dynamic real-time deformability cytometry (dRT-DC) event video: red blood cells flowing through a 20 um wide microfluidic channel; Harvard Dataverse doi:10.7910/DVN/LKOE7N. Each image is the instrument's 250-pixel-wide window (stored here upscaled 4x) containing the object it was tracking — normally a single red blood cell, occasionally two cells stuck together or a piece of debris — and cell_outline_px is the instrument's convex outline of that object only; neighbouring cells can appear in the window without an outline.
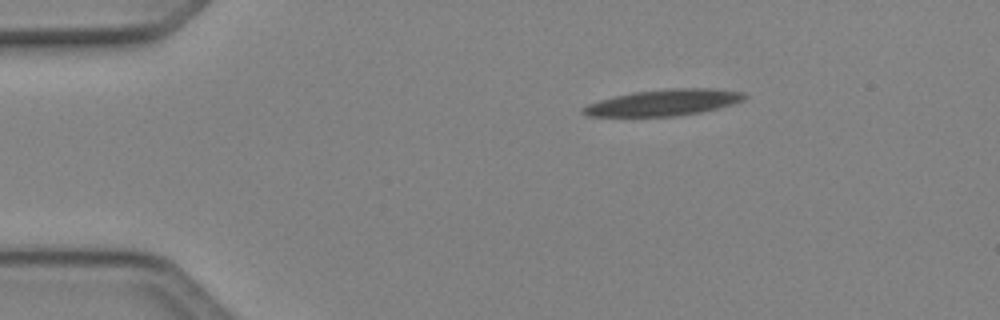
{"species": "Egyptian fruit bat (a non-hibernating species)", "species_latin": "Rousettus aegyptiacus", "temperature_condition": "cold", "stored_images_in_passage": 43, "camera_frame_rate_fps": 3000, "um_per_image_px": 0.085, "animal": {"sex": "female"}, "frame": {"image": 1, "passage_image": 1, "time_ms": 0.0, "image_size_px": [1000, 320], "cell_outline_px": [[748, 96], [744, 100], [720, 108], [700, 112], [676, 116], [588, 116], [580, 112], [580, 108], [588, 104], [600, 100], [616, 96], [636, 92], [672, 88], [716, 88], [744, 92]], "centroid_in_image_um": [56.46, 8.71], "position_along_channel_um": 28.5, "area_um2": 24.68}}
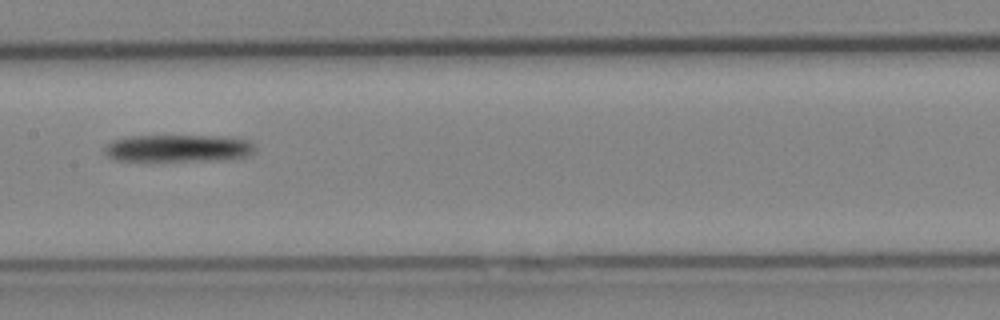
{"frame": {"image": 2, "passage_image": 18, "time_ms": 5.667, "image_size_px": [1000, 320], "cell_outline_px": [[256, 148], [248, 156], [224, 160], [116, 160], [108, 156], [104, 152], [104, 148], [112, 140], [132, 136], [216, 136], [248, 140]], "centroid_in_image_um": [15.15, 12.6], "position_along_channel_um": 192.3, "area_um2": 23.58}}
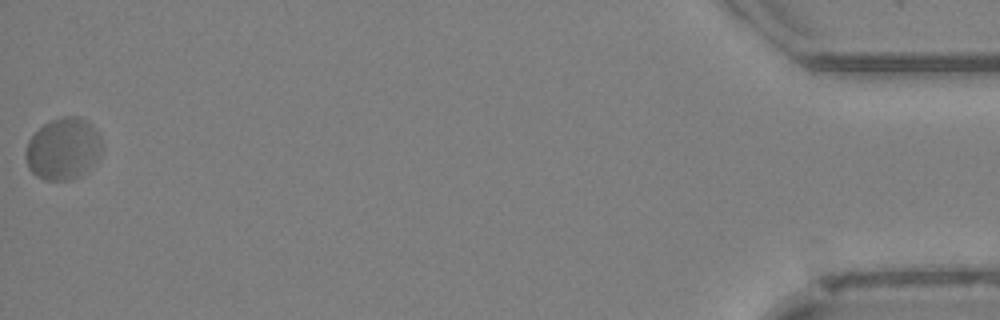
{"frame": {"image": 3, "passage_image": 43, "time_ms": 14.0, "image_size_px": [1000, 320], "cell_outline_px": [[104, 148], [100, 160], [80, 176], [68, 180], [44, 180], [36, 176], [28, 168], [24, 156], [24, 152], [28, 140], [44, 124], [60, 116], [80, 116], [88, 120], [100, 136], [104, 144]], "centroid_in_image_um": [5.41, 12.65], "position_along_channel_um": 429.8, "area_um2": 28.21}}